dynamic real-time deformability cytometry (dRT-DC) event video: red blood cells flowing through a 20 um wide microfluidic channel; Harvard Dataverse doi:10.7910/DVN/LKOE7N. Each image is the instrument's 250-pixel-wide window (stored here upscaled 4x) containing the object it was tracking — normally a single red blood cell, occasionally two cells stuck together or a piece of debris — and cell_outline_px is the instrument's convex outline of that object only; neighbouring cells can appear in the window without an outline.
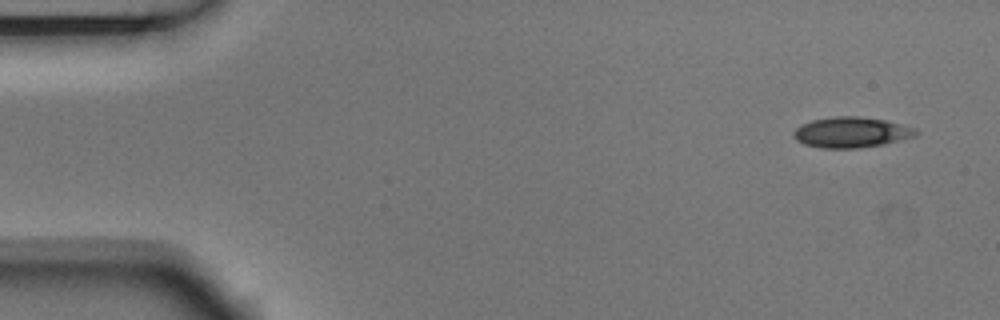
{"species": "Egyptian fruit bat (a non-hibernating species)", "species_latin": "Rousettus aegyptiacus", "temperature_condition": "room temperature", "stored_images_in_passage": 5, "camera_frame_rate_fps": 3000, "um_per_image_px": 0.085, "animal": {"sex": "male"}, "frame": {"image": 1, "passage_image": 1, "time_ms": 0.0, "image_size_px": [1000, 320], "cell_outline_px": [[916, 136], [884, 144], [860, 148], [820, 148], [804, 144], [796, 140], [792, 136], [792, 132], [800, 124], [812, 120], [832, 116], [860, 116], [884, 120], [916, 128]], "centroid_in_image_um": [72.31, 11.25], "position_along_channel_um": 12.7, "area_um2": 21.91}}
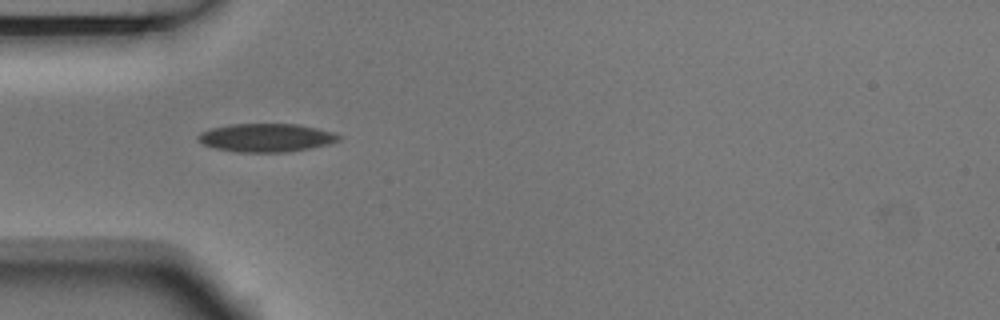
{"frame": {"image": 2, "passage_image": 4, "time_ms": 1.0, "image_size_px": [1000, 320], "cell_outline_px": [[340, 140], [332, 144], [312, 148], [288, 152], [236, 152], [216, 148], [204, 144], [196, 136], [200, 132], [212, 128], [228, 124], [296, 124], [316, 128], [332, 132], [340, 136]], "centroid_in_image_um": [22.65, 11.71], "position_along_channel_um": 62.3, "area_um2": 23.24}}
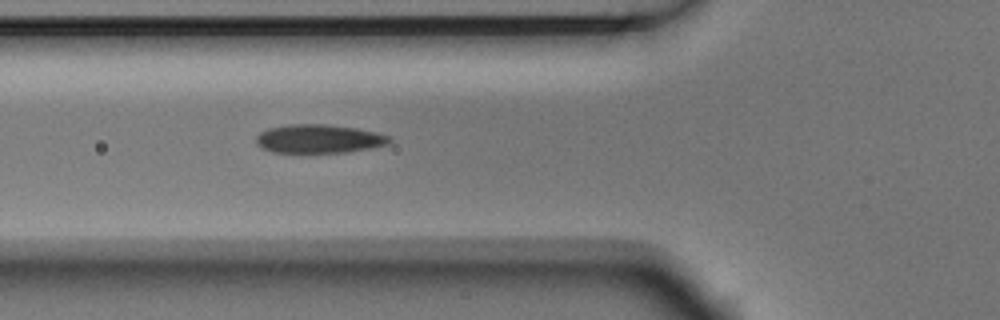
{"frame": {"image": 3, "passage_image": 5, "time_ms": 1.333, "image_size_px": [1000, 320], "cell_outline_px": [[392, 140], [388, 144], [368, 148], [344, 152], [272, 152], [260, 148], [256, 144], [256, 136], [260, 132], [268, 128], [288, 124], [328, 124], [356, 128], [388, 136]], "centroid_in_image_um": [27.03, 11.79], "position_along_channel_um": 98.8, "area_um2": 22.08}}